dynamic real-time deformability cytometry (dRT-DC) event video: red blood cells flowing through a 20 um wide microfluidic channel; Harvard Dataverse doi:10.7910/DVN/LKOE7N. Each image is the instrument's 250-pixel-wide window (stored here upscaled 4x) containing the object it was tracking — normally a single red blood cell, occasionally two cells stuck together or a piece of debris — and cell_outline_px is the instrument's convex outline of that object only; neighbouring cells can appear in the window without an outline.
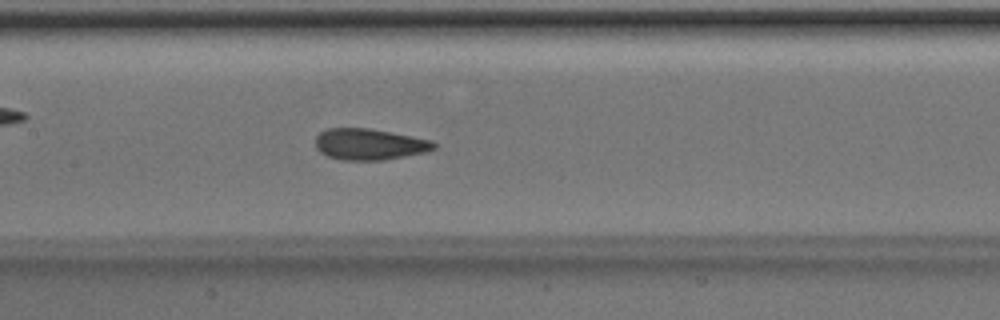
{"species": "Egyptian fruit bat (a non-hibernating species)", "species_latin": "Rousettus aegyptiacus", "temperature_condition": "room temperature", "stored_images_in_passage": 49, "camera_frame_rate_fps": 3000, "um_per_image_px": 0.085, "animal": {"sex": "male"}, "frame": {"image": 1, "passage_image": 23, "time_ms": 7.333, "image_size_px": [1000, 320], "cell_outline_px": [[436, 148], [424, 152], [384, 160], [344, 160], [328, 156], [320, 152], [316, 148], [316, 136], [320, 132], [328, 128], [368, 128], [412, 136], [432, 140], [436, 144]], "centroid_in_image_um": [31.39, 12.26], "position_along_channel_um": 176.0, "area_um2": 21.44}}
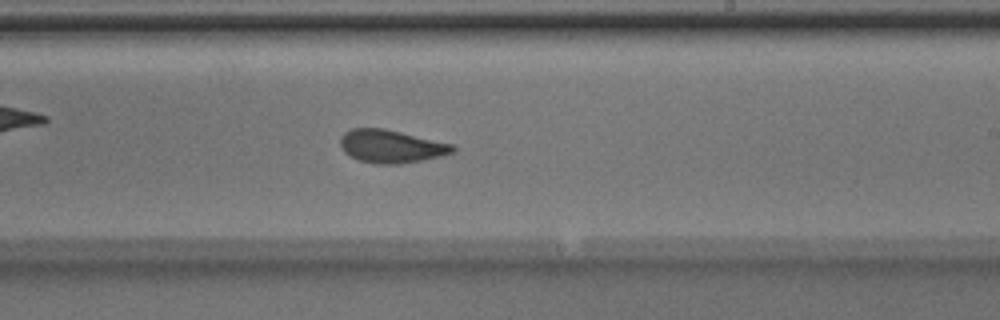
{"frame": {"image": 2, "passage_image": 29, "time_ms": 9.333, "image_size_px": [1000, 320], "cell_outline_px": [[456, 152], [440, 156], [400, 164], [376, 164], [360, 160], [344, 152], [340, 144], [340, 136], [344, 132], [352, 128], [384, 128], [452, 144], [456, 148]], "centroid_in_image_um": [33.23, 12.43], "position_along_channel_um": 255.8, "area_um2": 21.5}}
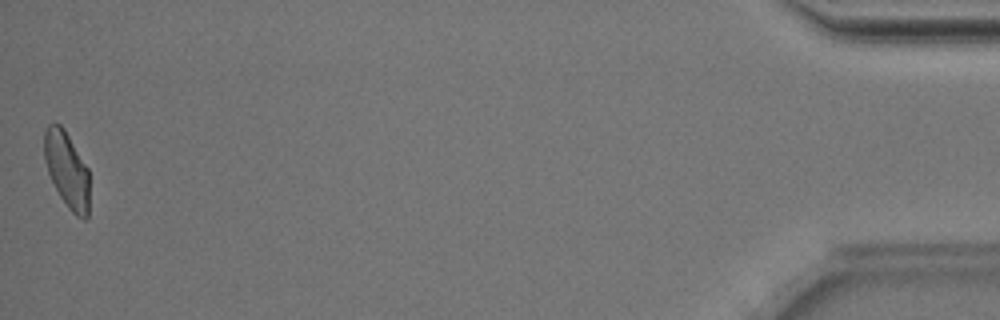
{"frame": {"image": 3, "passage_image": 49, "time_ms": 16.0, "image_size_px": [1000, 320], "cell_outline_px": [[88, 216], [84, 220], [76, 216], [68, 208], [60, 196], [48, 172], [44, 160], [44, 132], [48, 124], [60, 124], [64, 128], [88, 168]], "centroid_in_image_um": [5.68, 14.42], "position_along_channel_um": 429.5, "area_um2": 19.83}, "authors_computed_cell_mechanics": {"area_um2": 21.675, "velocity_mm_per_s": 4.005, "shape_relaxation_time_tau1_ms": 4.5009, "shape_relaxation_time_tau2_ms": 1.4086, "deformation_change_tau1": 0.1352, "deformation_change_tau2": 0.0561}}